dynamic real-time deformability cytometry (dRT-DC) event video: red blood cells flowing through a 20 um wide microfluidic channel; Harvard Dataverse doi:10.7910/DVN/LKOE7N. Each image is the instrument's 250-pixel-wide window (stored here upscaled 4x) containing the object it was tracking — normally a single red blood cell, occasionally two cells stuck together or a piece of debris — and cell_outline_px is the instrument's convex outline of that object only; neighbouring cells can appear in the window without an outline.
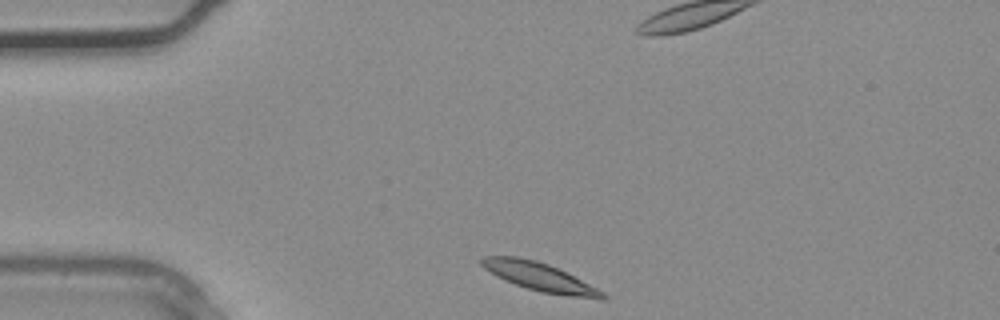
{"species": "common noctule bat (a hibernating species)", "species_latin": "Nyctalus noctula", "temperature_condition": "warm", "stored_images_in_passage": 26, "camera_frame_rate_fps": 3000, "um_per_image_px": 0.085, "animal": {"sex": "male", "body_mass_g": 20.4}, "frame": {"image": 1, "passage_image": 1, "time_ms": 0.0, "image_size_px": [1000, 320], "cell_outline_px": [[608, 296], [604, 300], [600, 300], [568, 296], [540, 292], [516, 284], [496, 276], [484, 268], [480, 264], [480, 260], [484, 256], [516, 256], [536, 260], [548, 264], [604, 292]], "centroid_in_image_um": [45.87, 23.54], "position_along_channel_um": 39.1, "area_um2": 19.71}}
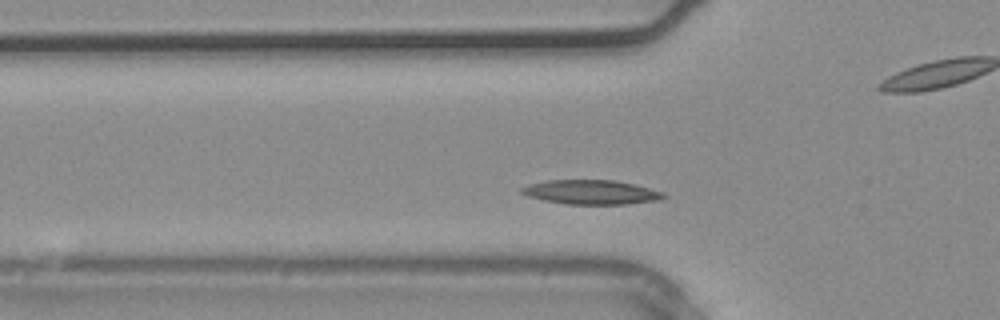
{"frame": {"image": 2, "passage_image": 5, "time_ms": 1.333, "image_size_px": [1000, 320], "cell_outline_px": [[668, 196], [660, 200], [628, 204], [568, 204], [544, 200], [528, 196], [520, 192], [520, 188], [532, 184], [548, 180], [616, 180], [636, 184], [664, 192]], "centroid_in_image_um": [50.33, 16.33], "position_along_channel_um": 75.5, "area_um2": 20.17}}